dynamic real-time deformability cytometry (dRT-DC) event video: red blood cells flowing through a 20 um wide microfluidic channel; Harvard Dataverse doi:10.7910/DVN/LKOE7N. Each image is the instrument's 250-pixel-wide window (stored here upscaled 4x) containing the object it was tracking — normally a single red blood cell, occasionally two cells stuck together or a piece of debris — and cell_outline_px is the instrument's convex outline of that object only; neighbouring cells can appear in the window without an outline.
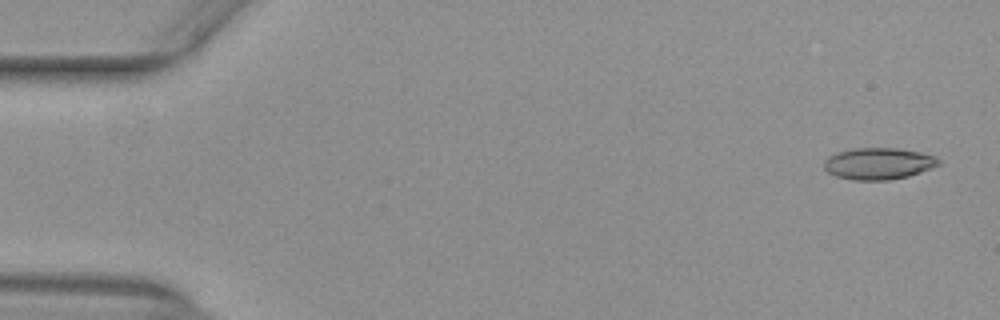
{"species": "common noctule bat (a hibernating species)", "species_latin": "Nyctalus noctula", "temperature_condition": "warm", "stored_images_in_passage": 5, "camera_frame_rate_fps": 3000, "um_per_image_px": 0.085, "animal": {"sex": "female", "body_mass_g": 29.2, "forearm_length_mm": 56.3}, "frame": {"image": 1, "passage_image": 1, "time_ms": 0.0, "image_size_px": [1000, 320], "cell_outline_px": [[940, 164], [920, 172], [908, 176], [888, 180], [852, 180], [836, 176], [828, 172], [824, 168], [824, 160], [828, 156], [836, 152], [852, 148], [900, 148], [920, 152], [936, 156], [940, 160]], "centroid_in_image_um": [74.65, 13.89], "position_along_channel_um": 10.3, "area_um2": 21.27}}